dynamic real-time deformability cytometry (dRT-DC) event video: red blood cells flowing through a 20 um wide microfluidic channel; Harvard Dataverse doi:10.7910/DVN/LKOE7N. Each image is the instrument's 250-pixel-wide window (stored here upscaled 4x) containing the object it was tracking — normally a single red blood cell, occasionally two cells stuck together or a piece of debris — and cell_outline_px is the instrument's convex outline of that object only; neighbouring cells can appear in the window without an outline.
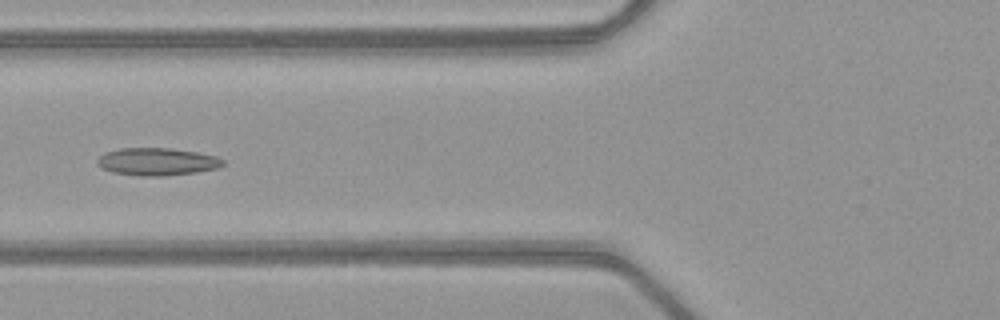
{"species": "common noctule bat (a hibernating species)", "species_latin": "Nyctalus noctula", "temperature_condition": "warm", "stored_images_in_passage": 13, "camera_frame_rate_fps": 3000, "um_per_image_px": 0.085, "animal": {"sex": "female", "body_mass_g": 21.9}, "frame": {"image": 1, "passage_image": 6, "time_ms": 1.667, "image_size_px": [1000, 320], "cell_outline_px": [[224, 164], [216, 168], [196, 172], [164, 176], [140, 176], [112, 172], [100, 168], [96, 164], [96, 160], [104, 152], [120, 148], [172, 148], [196, 152], [216, 156], [224, 160]], "centroid_in_image_um": [13.3, 13.74], "position_along_channel_um": 112.5, "area_um2": 20.29}}